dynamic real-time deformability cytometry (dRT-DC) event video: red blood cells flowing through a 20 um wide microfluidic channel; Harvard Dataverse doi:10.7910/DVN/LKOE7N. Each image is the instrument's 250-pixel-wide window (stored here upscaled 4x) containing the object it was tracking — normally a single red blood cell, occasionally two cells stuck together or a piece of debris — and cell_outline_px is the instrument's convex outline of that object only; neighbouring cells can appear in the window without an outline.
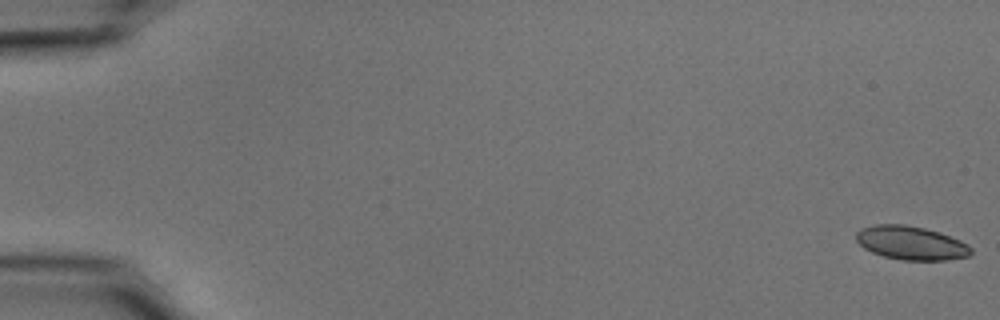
{"species": "common noctule bat (a hibernating species)", "species_latin": "Nyctalus noctula", "temperature_condition": "cold", "stored_images_in_passage": 56, "camera_frame_rate_fps": 3000, "um_per_image_px": 0.085, "animal": {"sex": "male", "body_mass_g": 15.6}, "frame": {"image": 1, "passage_image": 1, "time_ms": 0.0, "image_size_px": [1000, 320], "cell_outline_px": [[972, 252], [968, 256], [944, 260], [904, 260], [884, 256], [872, 252], [864, 248], [856, 240], [856, 232], [860, 228], [876, 224], [904, 224], [924, 228], [940, 232], [960, 240], [968, 244], [972, 248]], "centroid_in_image_um": [77.43, 20.64], "position_along_channel_um": 7.6, "area_um2": 22.54}}
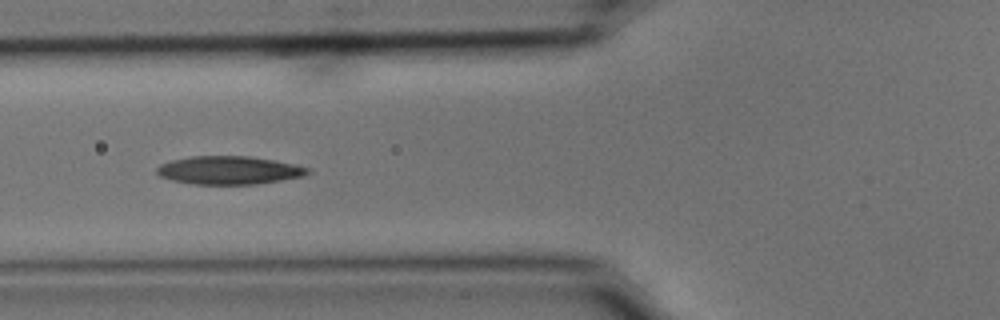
{"frame": {"image": 2, "passage_image": 22, "time_ms": 7.0, "image_size_px": [1000, 320], "cell_outline_px": [[312, 172], [304, 176], [256, 184], [192, 184], [172, 180], [160, 176], [156, 172], [156, 168], [160, 164], [172, 160], [192, 156], [248, 156], [276, 160], [296, 164], [312, 168]], "centroid_in_image_um": [19.51, 14.46], "position_along_channel_um": 106.3, "area_um2": 24.97}}
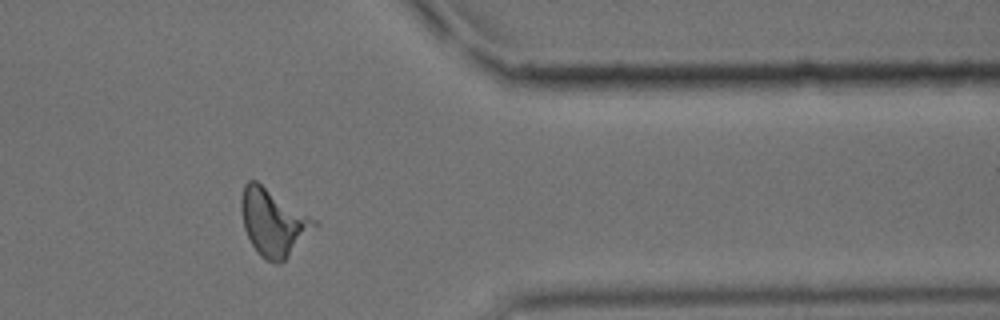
{"frame": {"image": 3, "passage_image": 46, "time_ms": 15.0, "image_size_px": [1000, 320], "cell_outline_px": [[320, 224], [280, 264], [276, 264], [260, 256], [256, 252], [244, 228], [240, 208], [240, 200], [244, 184], [248, 180], [256, 180], [316, 220]], "centroid_in_image_um": [23.21, 18.9], "position_along_channel_um": 388.2, "area_um2": 28.32}}